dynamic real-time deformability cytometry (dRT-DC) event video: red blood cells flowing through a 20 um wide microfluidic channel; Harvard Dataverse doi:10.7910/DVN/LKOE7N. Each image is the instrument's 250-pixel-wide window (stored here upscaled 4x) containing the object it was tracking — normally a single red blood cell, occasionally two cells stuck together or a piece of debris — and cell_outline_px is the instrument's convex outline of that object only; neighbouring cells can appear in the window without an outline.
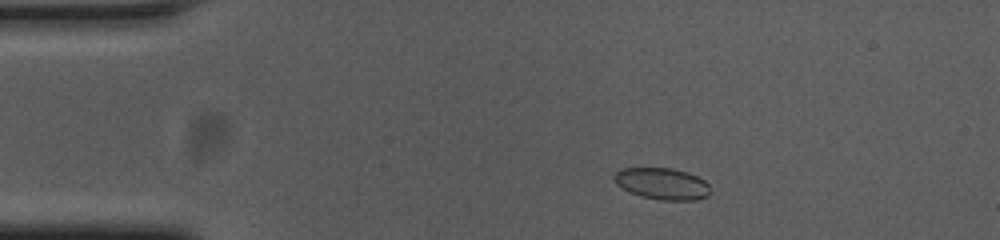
{"species": "common noctule bat (a hibernating species)", "species_latin": "Nyctalus noctula", "temperature_condition": "cold", "stored_images_in_passage": 46, "camera_frame_rate_fps": 3000, "um_per_image_px": 0.085, "animal": {"sex": "female", "body_mass_g": 23.0, "forearm_length_mm": 53.4}, "frame": {"image": 1, "passage_image": 1, "time_ms": 0.0, "image_size_px": [1000, 240], "cell_outline_px": [[708, 196], [696, 200], [660, 200], [640, 196], [628, 192], [616, 184], [612, 176], [616, 172], [624, 168], [672, 168], [688, 172], [704, 180], [708, 184]], "centroid_in_image_um": [56.25, 15.61], "position_along_channel_um": 28.7, "area_um2": 17.74}}
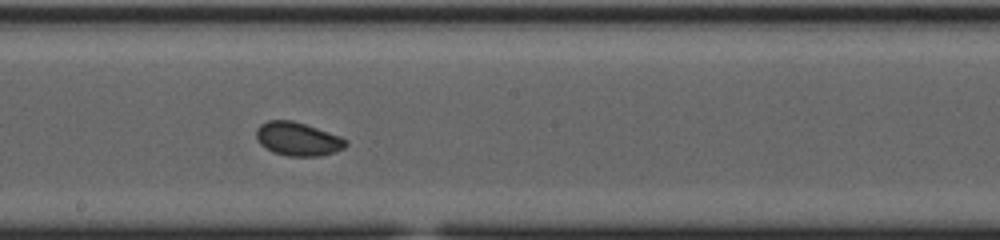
{"frame": {"image": 2, "passage_image": 21, "time_ms": 6.667, "image_size_px": [1000, 240], "cell_outline_px": [[348, 144], [344, 148], [336, 152], [320, 156], [288, 156], [272, 152], [260, 144], [256, 136], [256, 128], [260, 124], [268, 120], [292, 120], [340, 136], [348, 140]], "centroid_in_image_um": [25.31, 11.82], "position_along_channel_um": 222.9, "area_um2": 17.57}}
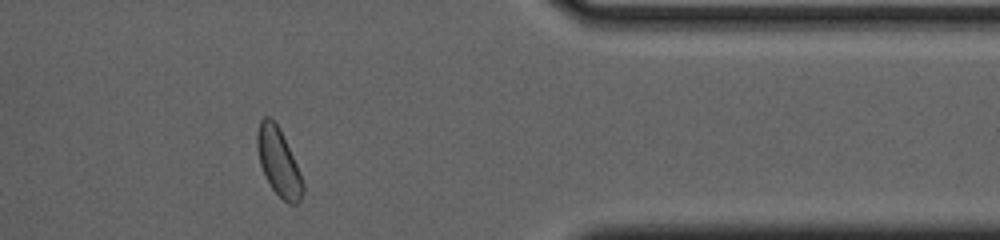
{"frame": {"image": 3, "passage_image": 36, "time_ms": 11.667, "image_size_px": [1000, 240], "cell_outline_px": [[304, 192], [300, 200], [296, 204], [288, 204], [272, 188], [260, 164], [256, 148], [256, 132], [260, 120], [264, 116], [268, 116], [280, 128], [300, 172], [304, 184]], "centroid_in_image_um": [23.67, 13.76], "position_along_channel_um": 387.7, "area_um2": 17.92}, "authors_computed_cell_mechanics": {"area_um2": 17.7446, "velocity_mm_per_s": 3.7177, "shape_relaxation_time_tau1_ms": 4.4395, "shape_relaxation_time_tau2_ms": 7.4393, "deformation_change_tau1": 0.0961, "deformation_change_tau2": 0.0805}}